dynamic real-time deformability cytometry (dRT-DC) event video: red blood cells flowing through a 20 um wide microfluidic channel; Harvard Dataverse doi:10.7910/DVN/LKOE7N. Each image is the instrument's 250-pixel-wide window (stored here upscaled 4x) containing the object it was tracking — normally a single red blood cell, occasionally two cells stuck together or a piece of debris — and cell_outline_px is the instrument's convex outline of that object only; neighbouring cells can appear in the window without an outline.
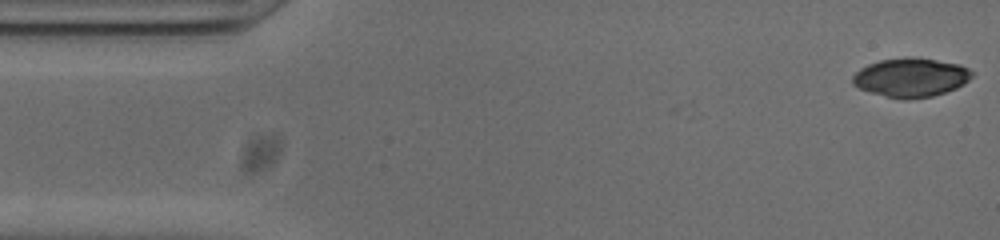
{"species": "common noctule bat (a hibernating species)", "species_latin": "Nyctalus noctula", "temperature_condition": "cold", "stored_images_in_passage": 3, "camera_frame_rate_fps": 3000, "um_per_image_px": 0.085, "animal": {"sex": "male", "body_mass_g": 20.0, "forearm_length_mm": 53.3}, "frame": {"image": 1, "passage_image": 3, "time_ms": 0.667, "image_size_px": [1000, 240], "cell_outline_px": [[972, 76], [964, 84], [956, 88], [932, 96], [908, 100], [900, 100], [872, 92], [860, 88], [852, 84], [852, 76], [860, 68], [868, 64], [880, 60], [904, 56], [912, 56], [960, 64], [968, 68], [972, 72]], "centroid_in_image_um": [77.41, 6.57], "position_along_channel_um": 7.6, "area_um2": 27.22}}